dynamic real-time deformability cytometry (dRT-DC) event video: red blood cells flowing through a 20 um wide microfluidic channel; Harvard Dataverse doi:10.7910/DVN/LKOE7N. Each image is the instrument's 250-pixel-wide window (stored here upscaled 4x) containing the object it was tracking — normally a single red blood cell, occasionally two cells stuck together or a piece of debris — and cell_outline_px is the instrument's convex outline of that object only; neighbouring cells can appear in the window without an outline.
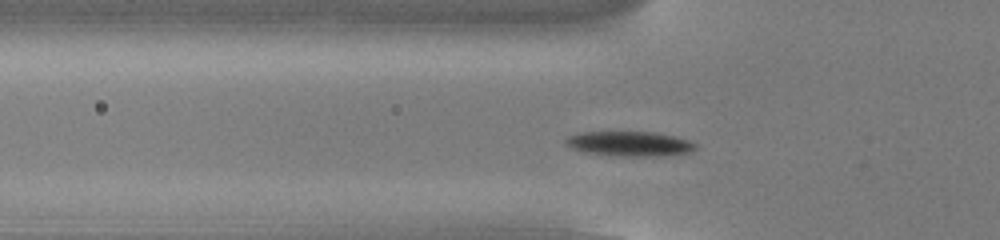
{"species": "common noctule bat (a hibernating species)", "species_latin": "Nyctalus noctula", "temperature_condition": "cold", "stored_images_in_passage": 39, "camera_frame_rate_fps": 3000, "um_per_image_px": 0.085, "animal": {"sex": "male", "body_mass_g": 13.0, "forearm_length_mm": 53.1}, "frame": {"image": 1, "passage_image": 4, "time_ms": 1.0, "image_size_px": [1000, 240], "cell_outline_px": [[696, 148], [688, 152], [664, 156], [612, 156], [584, 152], [572, 148], [564, 144], [564, 140], [568, 136], [584, 132], [656, 132], [688, 140], [696, 144]], "centroid_in_image_um": [53.48, 12.23], "position_along_channel_um": 72.3, "area_um2": 18.79}}
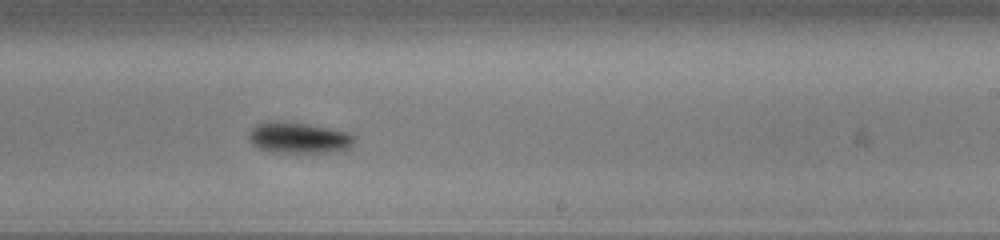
{"frame": {"image": 2, "passage_image": 19, "time_ms": 6.0, "image_size_px": [1000, 240], "cell_outline_px": [[352, 144], [348, 148], [332, 152], [272, 152], [260, 148], [252, 144], [248, 140], [248, 132], [256, 124], [272, 120], [308, 124], [348, 132], [352, 136]], "centroid_in_image_um": [25.31, 11.7], "position_along_channel_um": 263.7, "area_um2": 18.9}}
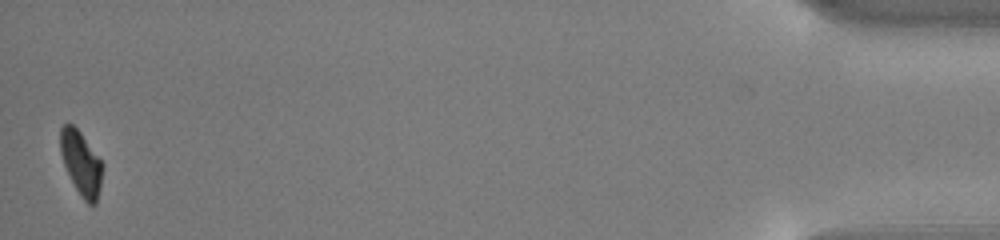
{"frame": {"image": 3, "passage_image": 39, "time_ms": 12.667, "image_size_px": [1000, 240], "cell_outline_px": [[104, 164], [100, 188], [96, 204], [88, 204], [80, 196], [64, 164], [60, 152], [60, 128], [64, 124], [72, 124], [80, 132]], "centroid_in_image_um": [6.91, 13.87], "position_along_channel_um": 428.3, "area_um2": 15.61}, "authors_computed_cell_mechanics": {"area_um2": 18.496, "velocity_mm_per_s": 3.829, "shape_relaxation_time_tau1_ms": 1.2384, "shape_relaxation_time_tau2_ms": null, "deformation_change_tau1": 0.1029, "deformation_change_tau2": null}}